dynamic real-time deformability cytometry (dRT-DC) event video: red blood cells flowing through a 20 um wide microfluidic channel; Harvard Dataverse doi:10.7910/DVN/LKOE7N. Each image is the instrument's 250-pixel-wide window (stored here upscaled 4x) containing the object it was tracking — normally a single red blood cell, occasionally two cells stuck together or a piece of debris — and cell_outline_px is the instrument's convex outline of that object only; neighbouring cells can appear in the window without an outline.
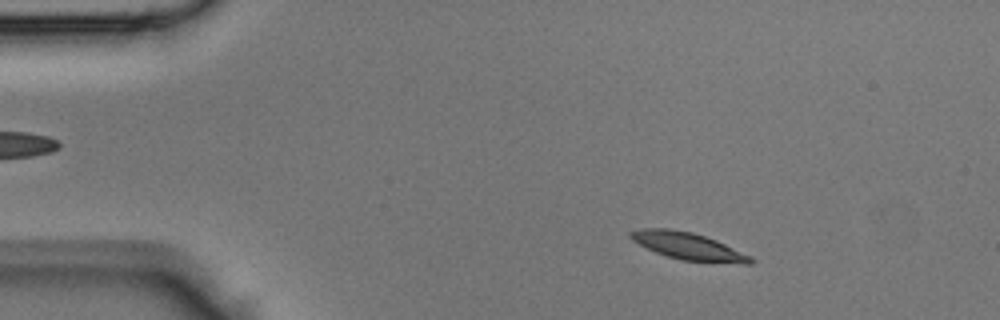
{"species": "Egyptian fruit bat (a non-hibernating species)", "species_latin": "Rousettus aegyptiacus", "temperature_condition": "room temperature", "stored_images_in_passage": 42, "camera_frame_rate_fps": 3000, "um_per_image_px": 0.085, "animal": {"sex": "male"}, "frame": {"image": 1, "passage_image": 5, "time_ms": 1.333, "image_size_px": [1000, 320], "cell_outline_px": [[756, 260], [752, 264], [744, 264], [680, 260], [656, 252], [632, 240], [628, 236], [628, 232], [644, 228], [668, 228], [692, 232], [716, 240], [752, 256]], "centroid_in_image_um": [58.54, 20.93], "position_along_channel_um": 26.5, "area_um2": 19.02}}
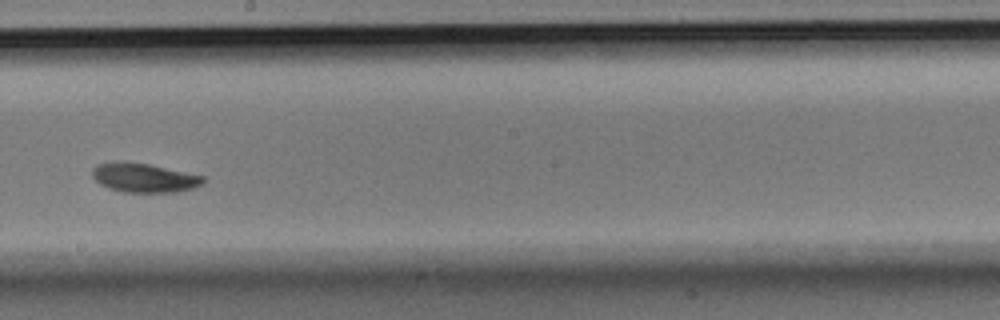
{"frame": {"image": 2, "passage_image": 23, "time_ms": 7.333, "image_size_px": [1000, 320], "cell_outline_px": [[204, 184], [192, 188], [176, 192], [124, 192], [108, 188], [100, 184], [92, 176], [92, 168], [96, 164], [116, 160], [148, 164], [204, 176]], "centroid_in_image_um": [12.2, 15.1], "position_along_channel_um": 236.0, "area_um2": 18.9}}
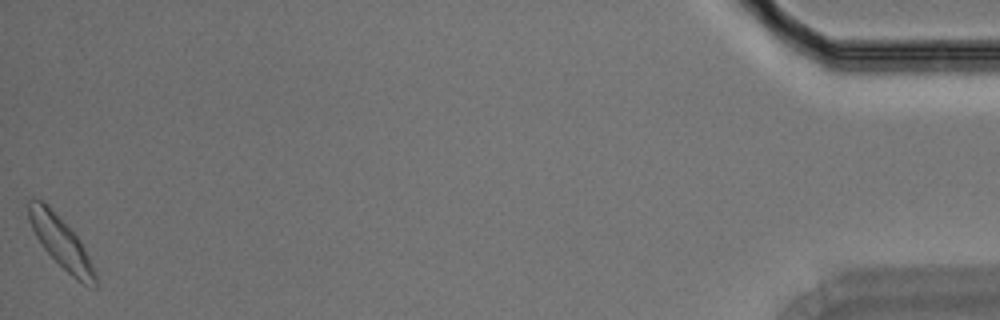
{"frame": {"image": 3, "passage_image": 42, "time_ms": 13.667, "image_size_px": [1000, 320], "cell_outline_px": [[96, 288], [92, 288], [76, 280], [44, 248], [36, 236], [28, 220], [28, 200], [32, 196], [40, 200], [80, 240], [96, 272]], "centroid_in_image_um": [5.18, 20.64], "position_along_channel_um": 430.0, "area_um2": 19.02}}